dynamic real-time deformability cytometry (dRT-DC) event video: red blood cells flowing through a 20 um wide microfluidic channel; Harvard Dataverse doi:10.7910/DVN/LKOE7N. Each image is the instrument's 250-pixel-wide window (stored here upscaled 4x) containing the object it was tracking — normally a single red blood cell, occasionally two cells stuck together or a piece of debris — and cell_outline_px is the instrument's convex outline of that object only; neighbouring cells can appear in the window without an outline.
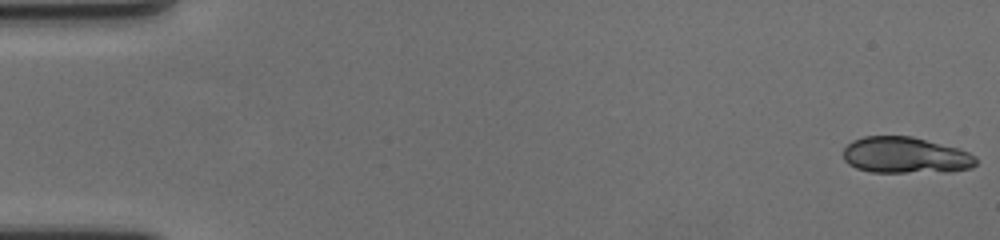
{"species": "human", "species_latin": "Homo sapiens", "temperature_condition": "cold", "stored_images_in_passage": 58, "camera_frame_rate_fps": 3000, "um_per_image_px": 0.085, "donor": {"sex": "female"}, "frame": {"image": 1, "passage_image": 1, "time_ms": 0.0, "image_size_px": [1000, 240], "cell_outline_px": [[976, 164], [972, 168], [948, 172], [872, 172], [856, 168], [848, 164], [844, 160], [844, 148], [852, 140], [864, 136], [912, 136], [956, 148], [968, 152], [976, 156]], "centroid_in_image_um": [76.96, 13.2], "position_along_channel_um": 8.0, "area_um2": 28.15}}
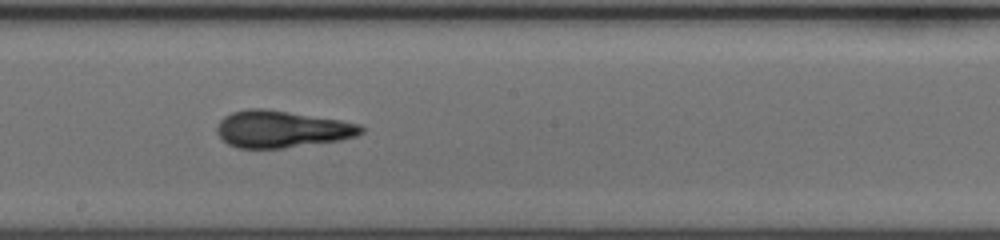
{"frame": {"image": 2, "passage_image": 33, "time_ms": 10.667, "image_size_px": [1000, 240], "cell_outline_px": [[364, 132], [356, 136], [340, 140], [284, 148], [236, 148], [228, 144], [216, 132], [216, 128], [220, 120], [224, 116], [232, 112], [248, 108], [264, 108], [340, 120], [360, 124], [364, 128]], "centroid_in_image_um": [23.93, 10.97], "position_along_channel_um": 224.3, "area_um2": 31.04}}
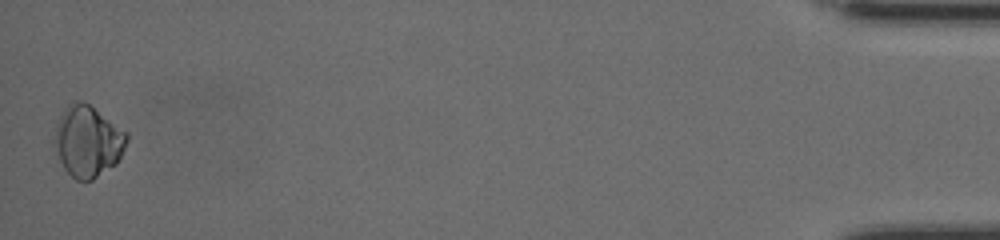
{"frame": {"image": 3, "passage_image": 58, "time_ms": 19.0, "image_size_px": [1000, 240], "cell_outline_px": [[128, 140], [116, 164], [92, 180], [76, 180], [64, 168], [60, 160], [56, 140], [56, 124], [64, 108], [72, 100], [80, 100], [88, 104], [128, 132]], "centroid_in_image_um": [7.49, 11.99], "position_along_channel_um": 427.7, "area_um2": 29.48}, "authors_computed_cell_mechanics": {"area_um2": 28.9289, "velocity_mm_per_s": 3.547, "shape_relaxation_time_tau1_ms": 3.9076, "shape_relaxation_time_tau2_ms": 3.2133, "deformation_change_tau1": 0.0897, "deformation_change_tau2": 0.0212}}